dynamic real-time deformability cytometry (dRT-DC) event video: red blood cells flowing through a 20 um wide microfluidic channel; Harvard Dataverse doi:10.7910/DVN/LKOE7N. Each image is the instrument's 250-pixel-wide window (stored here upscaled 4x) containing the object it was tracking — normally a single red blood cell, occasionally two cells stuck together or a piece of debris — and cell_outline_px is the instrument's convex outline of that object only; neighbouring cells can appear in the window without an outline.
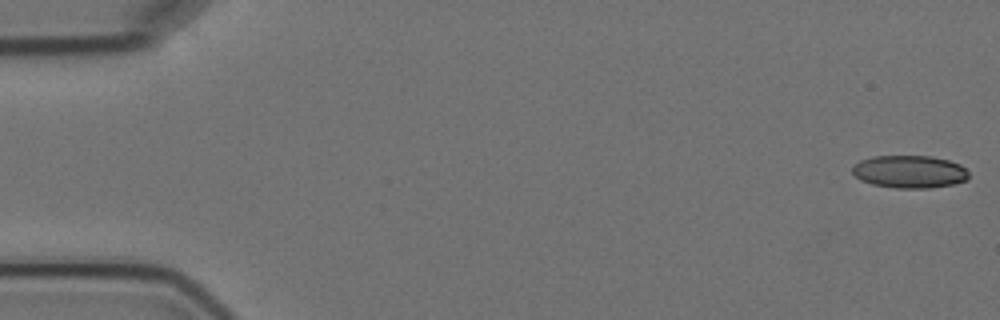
{"species": "Egyptian fruit bat (a non-hibernating species)", "species_latin": "Rousettus aegyptiacus", "temperature_condition": "cold", "stored_images_in_passage": 5, "camera_frame_rate_fps": 3000, "um_per_image_px": 0.085, "animal": {"sex": "female"}, "frame": {"image": 1, "passage_image": 1, "time_ms": 0.0, "image_size_px": [1000, 320], "cell_outline_px": [[968, 180], [952, 184], [932, 188], [896, 188], [872, 184], [860, 180], [852, 172], [852, 164], [860, 160], [872, 156], [932, 156], [948, 160], [960, 164], [968, 172]], "centroid_in_image_um": [77.29, 14.59], "position_along_channel_um": 7.7, "area_um2": 22.31}}
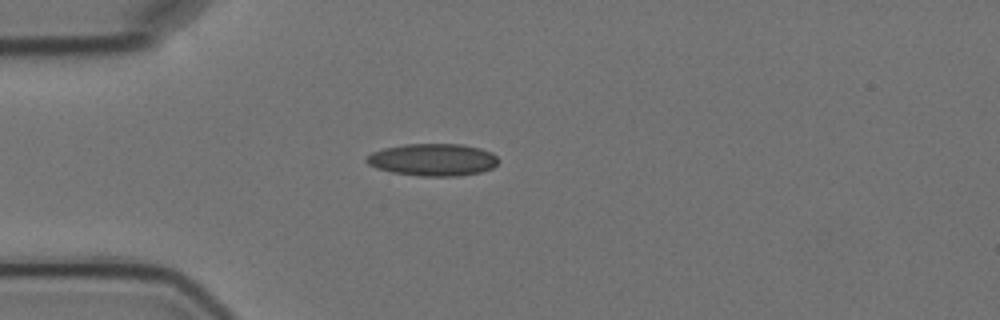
{"frame": {"image": 2, "passage_image": 5, "time_ms": 4.667, "image_size_px": [1000, 320], "cell_outline_px": [[500, 160], [492, 168], [480, 172], [460, 176], [420, 176], [392, 172], [376, 168], [368, 164], [364, 160], [372, 152], [384, 148], [404, 144], [460, 144], [480, 148], [492, 152]], "centroid_in_image_um": [36.8, 13.58], "position_along_channel_um": 48.2, "area_um2": 24.85}}